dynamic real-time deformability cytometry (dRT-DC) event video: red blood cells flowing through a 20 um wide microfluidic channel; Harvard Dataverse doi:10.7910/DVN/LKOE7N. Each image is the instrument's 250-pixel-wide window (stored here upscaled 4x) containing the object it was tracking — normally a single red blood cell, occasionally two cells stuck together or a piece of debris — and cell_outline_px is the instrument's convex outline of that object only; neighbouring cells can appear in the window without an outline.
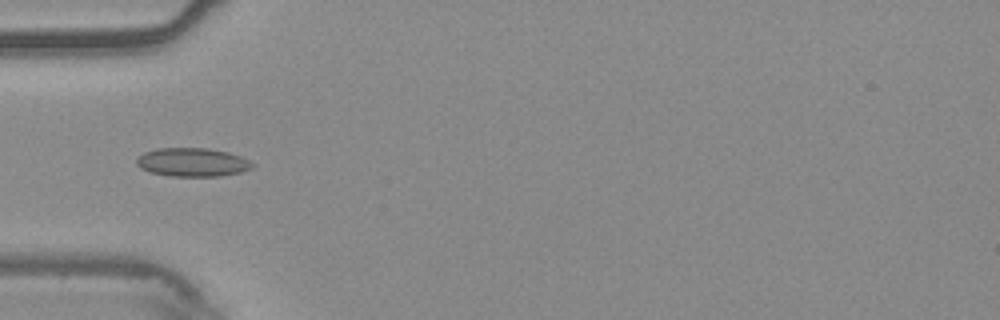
{"species": "common noctule bat (a hibernating species)", "species_latin": "Nyctalus noctula", "temperature_condition": "warm", "stored_images_in_passage": 23, "camera_frame_rate_fps": 3000, "um_per_image_px": 0.085, "animal": {"sex": "male", "body_mass_g": 20.4}, "frame": {"image": 1, "passage_image": 4, "time_ms": 1.0, "image_size_px": [1000, 320], "cell_outline_px": [[256, 164], [252, 168], [240, 172], [220, 176], [168, 176], [152, 172], [140, 168], [136, 164], [136, 160], [144, 152], [156, 148], [208, 148], [228, 152], [240, 156]], "centroid_in_image_um": [16.36, 13.79], "position_along_channel_um": 68.6, "area_um2": 19.31}}
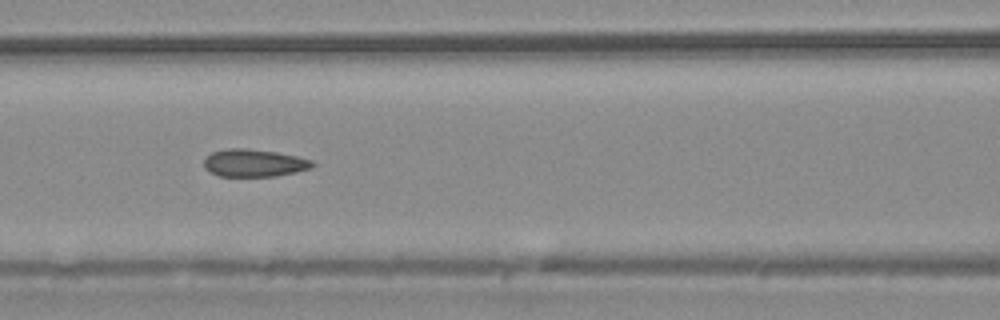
{"frame": {"image": 2, "passage_image": 10, "time_ms": 3.0, "image_size_px": [1000, 320], "cell_outline_px": [[316, 164], [312, 168], [296, 172], [276, 176], [216, 176], [204, 168], [204, 160], [212, 152], [228, 148], [248, 148], [276, 152], [296, 156], [312, 160]], "centroid_in_image_um": [21.6, 13.85], "position_along_channel_um": 145.0, "area_um2": 17.51}}
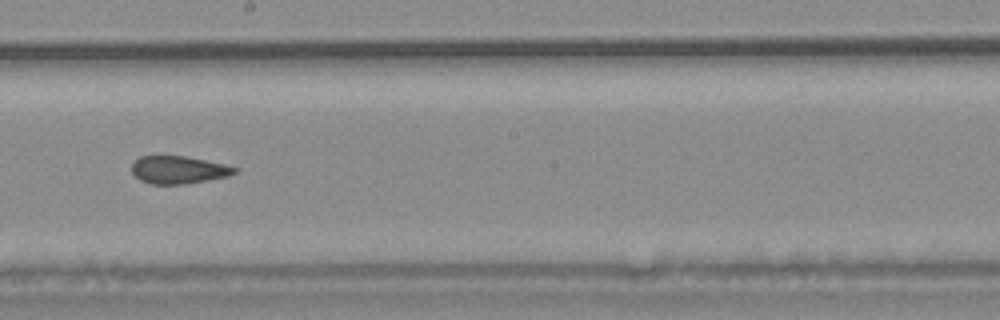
{"frame": {"image": 3, "passage_image": 17, "time_ms": 5.333, "image_size_px": [1000, 320], "cell_outline_px": [[240, 168], [236, 172], [228, 176], [208, 180], [184, 184], [152, 184], [140, 180], [132, 172], [132, 164], [140, 156], [184, 156], [224, 164]], "centroid_in_image_um": [15.19, 14.44], "position_along_channel_um": 233.0, "area_um2": 16.47}}